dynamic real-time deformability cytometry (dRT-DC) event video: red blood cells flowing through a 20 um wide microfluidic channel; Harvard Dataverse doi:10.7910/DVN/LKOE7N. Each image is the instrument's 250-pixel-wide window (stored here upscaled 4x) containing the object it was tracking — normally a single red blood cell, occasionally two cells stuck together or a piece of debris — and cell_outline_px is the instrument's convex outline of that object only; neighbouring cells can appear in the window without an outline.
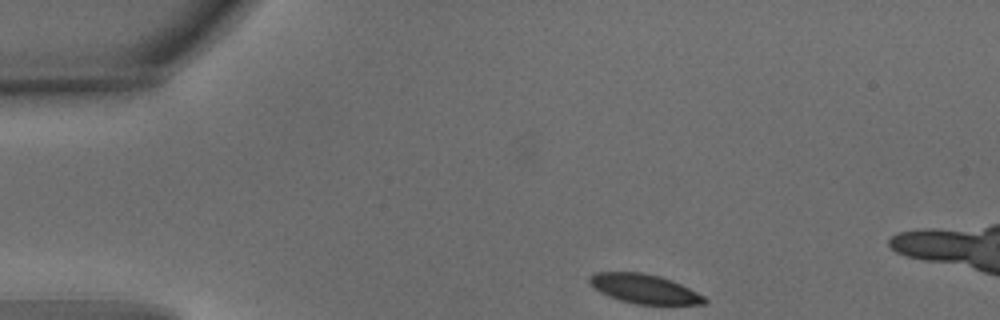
{"species": "common noctule bat (a hibernating species)", "species_latin": "Nyctalus noctula", "temperature_condition": "warm", "stored_images_in_passage": 35, "camera_frame_rate_fps": 3000, "um_per_image_px": 0.085, "animal": {"sex": "male", "body_mass_g": 15.6}, "frame": {"image": 1, "passage_image": 1, "time_ms": 0.0, "image_size_px": [1000, 320], "cell_outline_px": [[708, 300], [704, 304], [636, 304], [620, 300], [608, 296], [600, 292], [588, 280], [588, 276], [596, 272], [644, 272], [660, 276], [672, 280], [704, 296]], "centroid_in_image_um": [54.75, 24.54], "position_along_channel_um": 30.2, "area_um2": 19.48}}
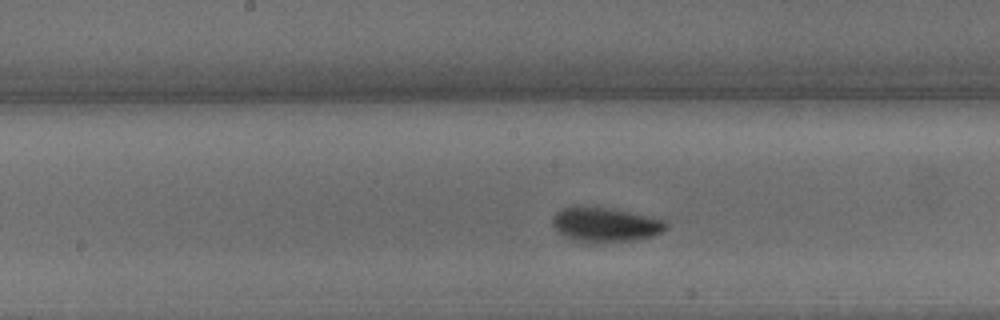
{"frame": {"image": 2, "passage_image": 19, "time_ms": 6.0, "image_size_px": [1000, 320], "cell_outline_px": [[668, 228], [664, 232], [652, 236], [632, 240], [604, 244], [588, 244], [572, 240], [556, 232], [552, 224], [552, 216], [560, 208], [572, 204], [576, 204], [608, 208], [628, 212], [664, 220], [668, 224]], "centroid_in_image_um": [51.36, 19.1], "position_along_channel_um": 196.8, "area_um2": 23.76}}
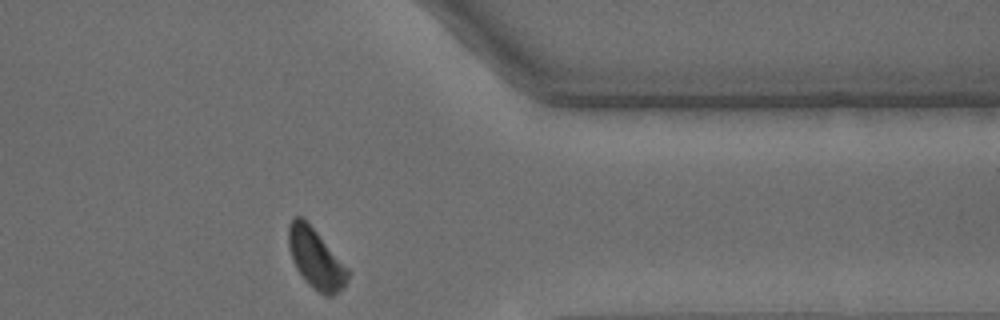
{"frame": {"image": 3, "passage_image": 35, "time_ms": 11.333, "image_size_px": [1000, 320], "cell_outline_px": [[352, 272], [344, 288], [332, 296], [324, 296], [308, 284], [304, 280], [296, 268], [292, 260], [288, 248], [288, 224], [296, 216], [300, 216], [316, 232]], "centroid_in_image_um": [26.86, 22.04], "position_along_channel_um": 384.5, "area_um2": 20.69}, "authors_computed_cell_mechanics": {"area_um2": 21.675, "velocity_mm_per_s": 3.7359, "shape_relaxation_time_tau1_ms": 2.3674, "shape_relaxation_time_tau2_ms": null, "deformation_change_tau1": 0.0986, "deformation_change_tau2": null}}